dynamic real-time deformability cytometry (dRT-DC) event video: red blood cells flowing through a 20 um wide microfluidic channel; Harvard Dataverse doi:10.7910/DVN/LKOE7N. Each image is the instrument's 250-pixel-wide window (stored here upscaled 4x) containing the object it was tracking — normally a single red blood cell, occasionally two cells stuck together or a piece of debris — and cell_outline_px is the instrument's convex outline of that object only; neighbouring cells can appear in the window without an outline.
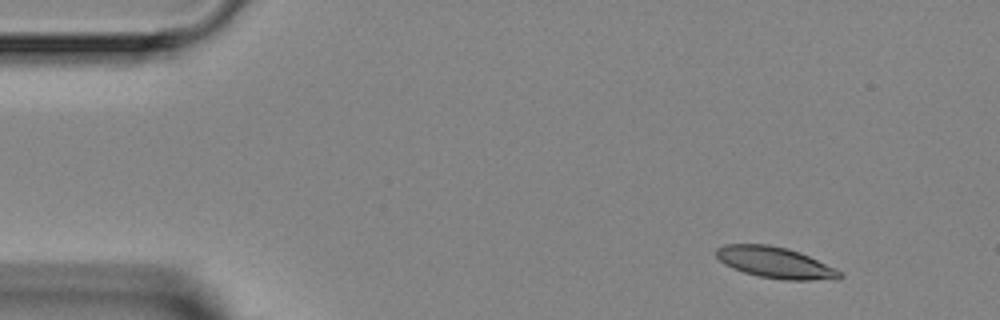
{"species": "Egyptian fruit bat (a non-hibernating species)", "species_latin": "Rousettus aegyptiacus", "temperature_condition": "room temperature", "stored_images_in_passage": 7, "camera_frame_rate_fps": 3000, "um_per_image_px": 0.085, "animal": {"sex": "female"}, "frame": {"image": 1, "passage_image": 1, "time_ms": 0.0, "image_size_px": [1000, 320], "cell_outline_px": [[844, 276], [840, 280], [784, 280], [760, 276], [744, 272], [732, 268], [724, 264], [716, 256], [716, 248], [724, 244], [768, 244], [788, 248], [800, 252], [836, 268]], "centroid_in_image_um": [65.93, 22.32], "position_along_channel_um": 19.1, "area_um2": 22.66}}
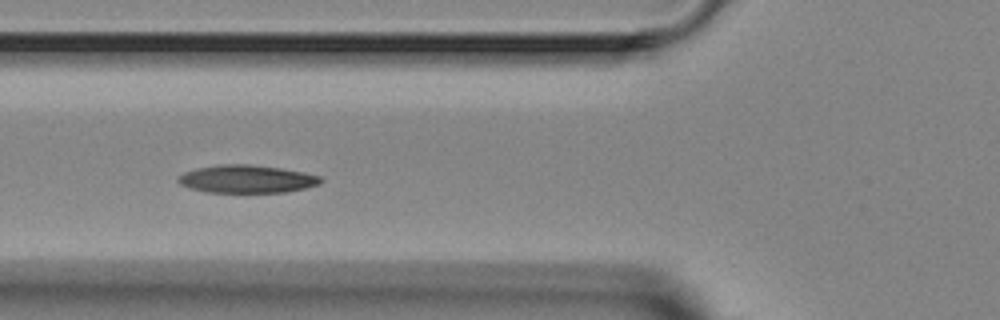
{"frame": {"image": 2, "passage_image": 5, "time_ms": 4.333, "image_size_px": [1000, 320], "cell_outline_px": [[324, 180], [320, 184], [288, 192], [204, 192], [180, 184], [176, 180], [176, 176], [184, 172], [196, 168], [220, 164], [248, 164], [280, 168], [304, 172], [320, 176]], "centroid_in_image_um": [20.96, 15.21], "position_along_channel_um": 104.8, "area_um2": 23.24}}
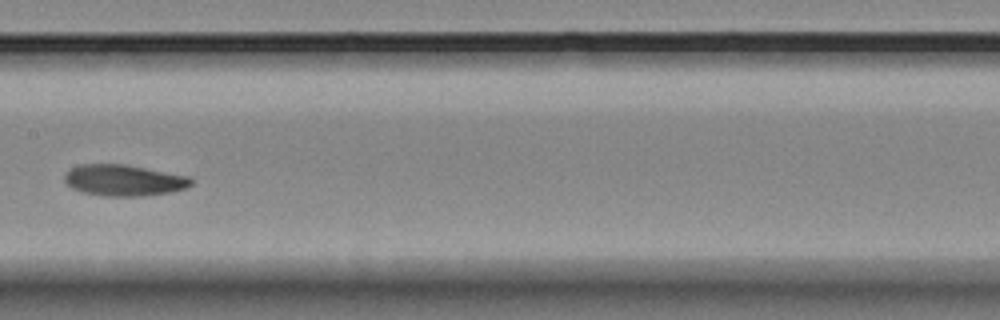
{"frame": {"image": 3, "passage_image": 7, "time_ms": 6.667, "image_size_px": [1000, 320], "cell_outline_px": [[192, 184], [184, 188], [172, 192], [144, 196], [104, 196], [84, 192], [72, 188], [64, 180], [64, 176], [72, 168], [80, 164], [124, 164], [192, 176]], "centroid_in_image_um": [10.57, 15.32], "position_along_channel_um": 196.8, "area_um2": 23.06}}